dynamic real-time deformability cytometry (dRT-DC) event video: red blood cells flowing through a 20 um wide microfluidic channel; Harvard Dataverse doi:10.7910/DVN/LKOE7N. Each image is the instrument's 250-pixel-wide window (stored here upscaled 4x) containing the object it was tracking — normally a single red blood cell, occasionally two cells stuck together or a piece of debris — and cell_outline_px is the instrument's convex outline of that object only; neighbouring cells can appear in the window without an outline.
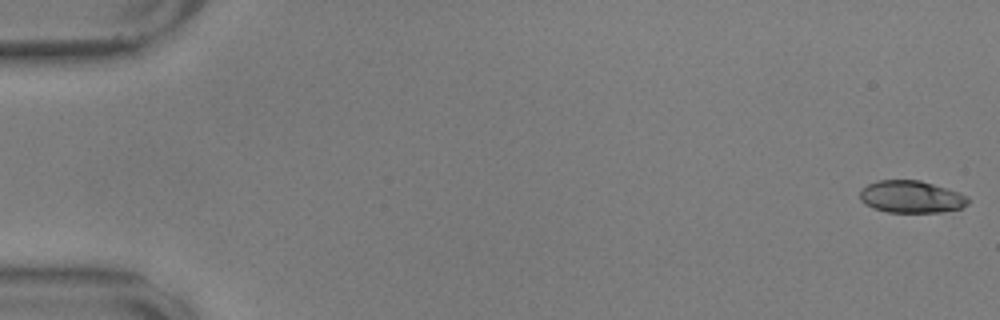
{"species": "common noctule bat (a hibernating species)", "species_latin": "Nyctalus noctula", "temperature_condition": "warm", "stored_images_in_passage": 18, "camera_frame_rate_fps": 3000, "um_per_image_px": 0.085, "animal": {"sex": "male", "body_mass_g": 17.9, "forearm_length_mm": 54.2}, "frame": {"image": 1, "passage_image": 1, "time_ms": 0.0, "image_size_px": [1000, 320], "cell_outline_px": [[968, 204], [960, 208], [940, 212], [888, 212], [872, 208], [864, 204], [860, 200], [860, 192], [868, 184], [880, 180], [920, 180], [968, 196]], "centroid_in_image_um": [77.42, 16.74], "position_along_channel_um": 7.6, "area_um2": 20.06}}
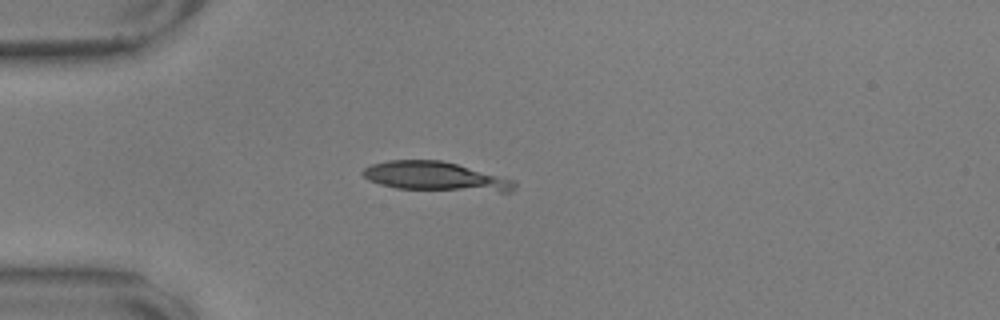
{"frame": {"image": 2, "passage_image": 16, "time_ms": 5.0, "image_size_px": [1000, 320], "cell_outline_px": [[516, 188], [512, 192], [500, 192], [396, 188], [380, 184], [368, 180], [360, 172], [364, 168], [372, 164], [388, 160], [440, 160], [456, 164], [516, 180]], "centroid_in_image_um": [37.03, 15.0], "position_along_channel_um": 48.0, "area_um2": 25.72}}